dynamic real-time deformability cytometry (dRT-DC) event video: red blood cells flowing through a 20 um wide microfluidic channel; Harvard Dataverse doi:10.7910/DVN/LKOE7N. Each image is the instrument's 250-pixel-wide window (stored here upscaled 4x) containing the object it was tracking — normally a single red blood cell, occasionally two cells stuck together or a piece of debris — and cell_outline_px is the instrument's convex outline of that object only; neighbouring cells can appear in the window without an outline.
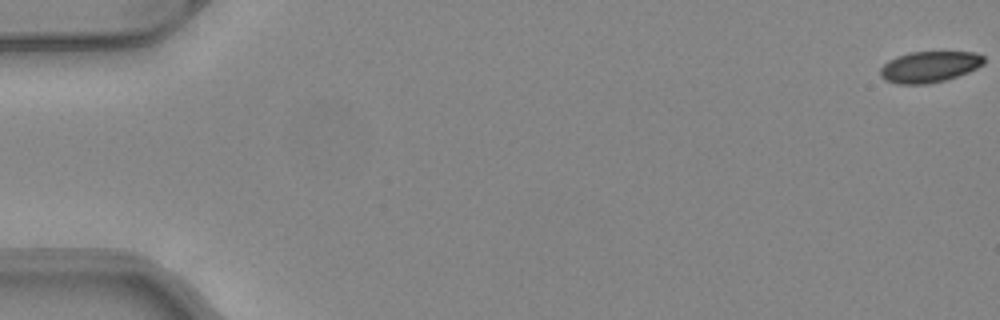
{"species": "common noctule bat (a hibernating species)", "species_latin": "Nyctalus noctula", "temperature_condition": "warm", "stored_images_in_passage": 46, "camera_frame_rate_fps": 3000, "um_per_image_px": 0.085, "animal": {"sex": "female", "body_mass_g": 24.6, "forearm_length_mm": 56.2}, "frame": {"image": 1, "passage_image": 1, "time_ms": 0.0, "image_size_px": [1000, 320], "cell_outline_px": [[984, 64], [968, 72], [944, 80], [928, 84], [900, 84], [884, 80], [880, 76], [880, 68], [888, 60], [896, 56], [908, 52], [972, 52], [984, 56]], "centroid_in_image_um": [78.96, 5.67], "position_along_channel_um": 6.0, "area_um2": 18.79}}
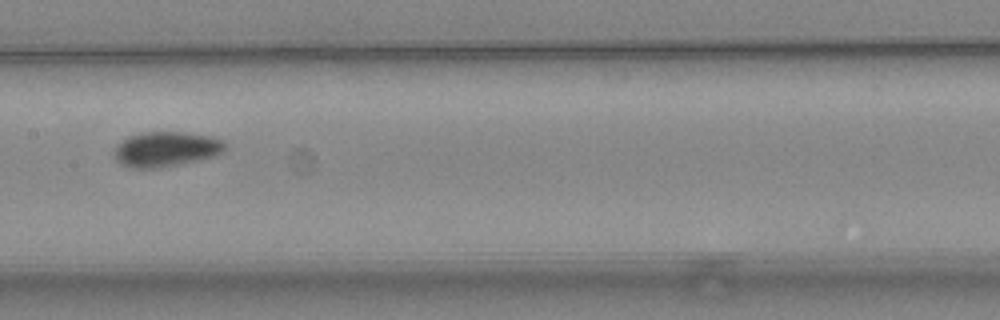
{"frame": {"image": 2, "passage_image": 27, "time_ms": 8.667, "image_size_px": [1000, 320], "cell_outline_px": [[228, 148], [224, 152], [216, 156], [200, 160], [160, 168], [132, 168], [120, 164], [112, 156], [116, 148], [128, 136], [140, 132], [188, 132], [212, 136], [224, 140], [228, 144]], "centroid_in_image_um": [14.19, 12.68], "position_along_channel_um": 193.2, "area_um2": 23.12}}
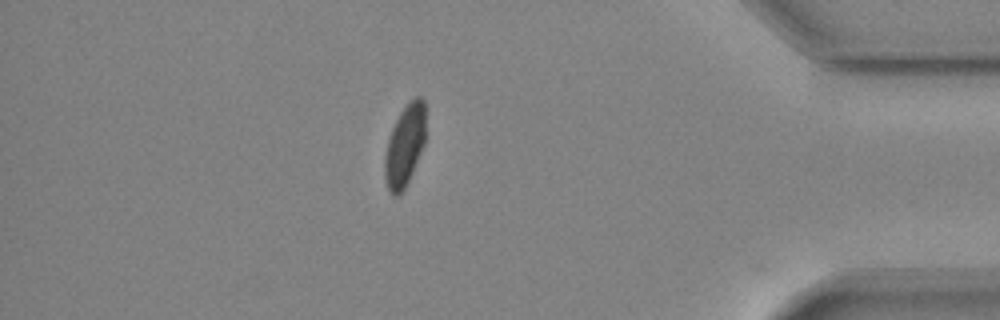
{"frame": {"image": 3, "passage_image": 45, "time_ms": 14.667, "image_size_px": [1000, 320], "cell_outline_px": [[424, 144], [412, 172], [404, 188], [396, 196], [392, 196], [388, 188], [384, 176], [384, 156], [388, 140], [392, 128], [400, 112], [416, 96], [420, 96], [424, 100]], "centroid_in_image_um": [34.38, 12.39], "position_along_channel_um": 400.8, "area_um2": 18.96}, "authors_computed_cell_mechanics": {"area_um2": 20.8947, "velocity_mm_per_s": 4.0948, "shape_relaxation_time_tau1_ms": 5.7894, "shape_relaxation_time_tau2_ms": null, "deformation_change_tau1": 0.113, "deformation_change_tau2": null}}